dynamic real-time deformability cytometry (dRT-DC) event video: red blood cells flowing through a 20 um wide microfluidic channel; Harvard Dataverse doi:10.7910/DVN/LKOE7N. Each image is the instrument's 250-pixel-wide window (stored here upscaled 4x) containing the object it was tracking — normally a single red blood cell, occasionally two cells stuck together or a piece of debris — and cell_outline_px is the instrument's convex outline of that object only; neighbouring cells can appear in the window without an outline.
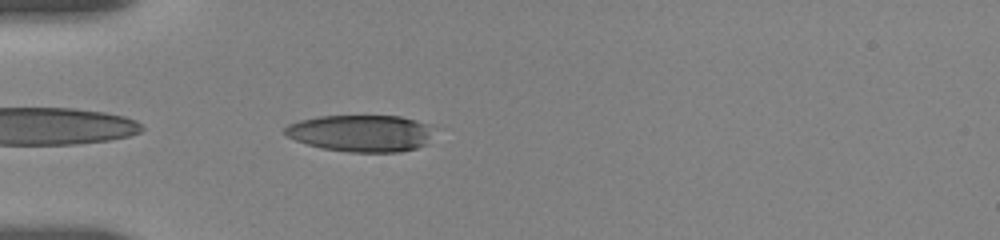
{"species": "human", "species_latin": "Homo sapiens", "temperature_condition": "room temperature", "stored_images_in_passage": 20, "camera_frame_rate_fps": 3000, "um_per_image_px": 0.085, "donor": {"sex": "female"}, "frame": {"image": 1, "passage_image": 3, "time_ms": 0.667, "image_size_px": [1000, 240], "cell_outline_px": [[432, 124], [428, 144], [416, 148], [400, 152], [348, 152], [320, 148], [296, 140], [288, 136], [284, 132], [284, 128], [288, 124], [300, 120], [320, 116], [400, 116]], "centroid_in_image_um": [30.7, 11.32], "position_along_channel_um": 54.3, "area_um2": 32.08}}
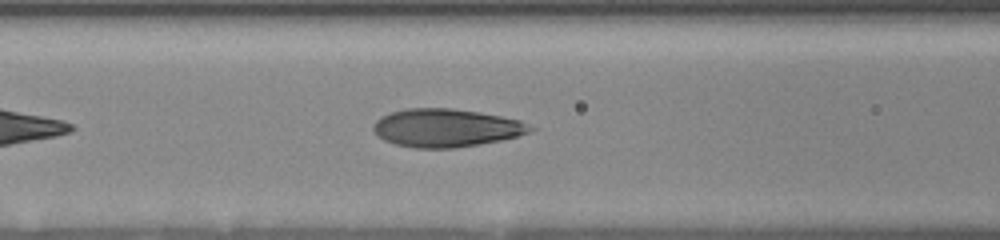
{"frame": {"image": 2, "passage_image": 14, "time_ms": 3.0, "image_size_px": [1000, 240], "cell_outline_px": [[536, 128], [528, 132], [516, 136], [500, 140], [480, 144], [456, 148], [416, 148], [396, 144], [384, 140], [372, 128], [372, 124], [380, 116], [392, 112], [408, 108], [452, 108], [500, 116], [520, 120]], "centroid_in_image_um": [37.9, 10.87], "position_along_channel_um": 128.7, "area_um2": 34.62}}
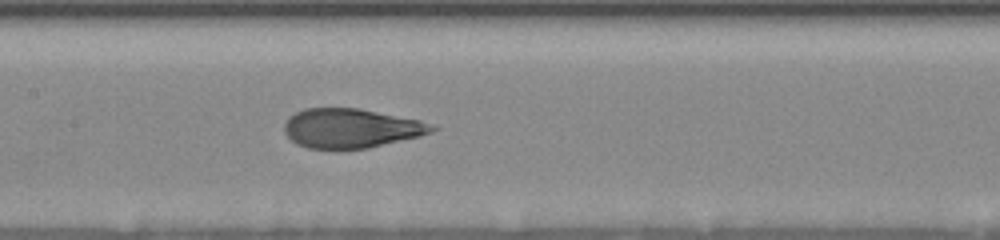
{"frame": {"image": 3, "passage_image": 18, "time_ms": 4.333, "image_size_px": [1000, 240], "cell_outline_px": [[440, 128], [432, 132], [420, 136], [368, 148], [308, 148], [296, 144], [284, 132], [284, 124], [296, 112], [304, 108], [360, 108], [420, 120]], "centroid_in_image_um": [29.86, 10.89], "position_along_channel_um": 177.5, "area_um2": 33.64}}